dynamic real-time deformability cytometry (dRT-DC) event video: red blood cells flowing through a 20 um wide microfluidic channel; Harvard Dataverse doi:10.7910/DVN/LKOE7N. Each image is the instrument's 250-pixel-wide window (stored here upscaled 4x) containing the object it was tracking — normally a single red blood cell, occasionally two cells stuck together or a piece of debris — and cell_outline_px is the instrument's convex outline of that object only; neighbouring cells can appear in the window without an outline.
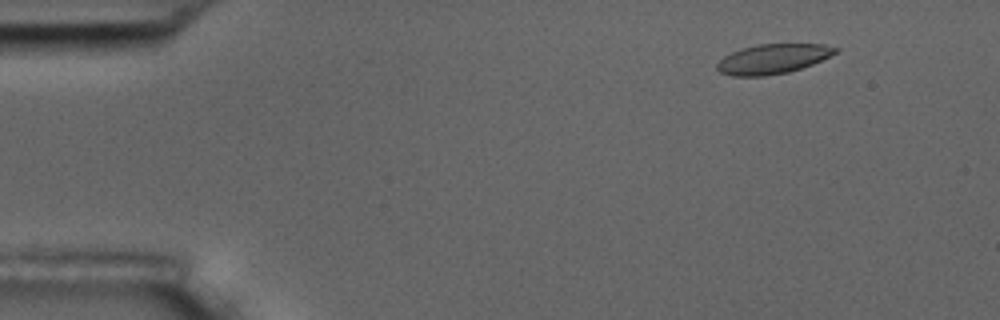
{"species": "common noctule bat (a hibernating species)", "species_latin": "Nyctalus noctula", "temperature_condition": "room temperature", "stored_images_in_passage": 6, "camera_frame_rate_fps": 3000, "um_per_image_px": 0.085, "animal": {"sex": "male", "body_mass_g": 17.5, "forearm_length_mm": 52.3}, "frame": {"image": 1, "passage_image": 3, "time_ms": 2.0, "image_size_px": [1000, 320], "cell_outline_px": [[840, 48], [836, 52], [812, 64], [788, 72], [764, 76], [732, 76], [720, 72], [716, 68], [716, 64], [724, 56], [740, 48], [756, 44], [824, 44]], "centroid_in_image_um": [65.65, 5.0], "position_along_channel_um": 19.3, "area_um2": 20.4}}
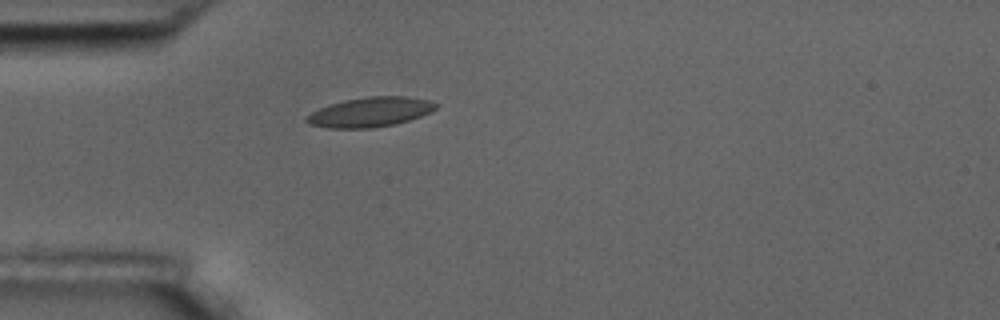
{"frame": {"image": 2, "passage_image": 6, "time_ms": 5.333, "image_size_px": [1000, 320], "cell_outline_px": [[436, 108], [432, 112], [396, 124], [372, 128], [328, 128], [308, 124], [304, 120], [304, 116], [328, 104], [344, 100], [368, 96], [408, 96], [428, 100], [436, 104]], "centroid_in_image_um": [31.42, 9.52], "position_along_channel_um": 53.6, "area_um2": 22.48}}